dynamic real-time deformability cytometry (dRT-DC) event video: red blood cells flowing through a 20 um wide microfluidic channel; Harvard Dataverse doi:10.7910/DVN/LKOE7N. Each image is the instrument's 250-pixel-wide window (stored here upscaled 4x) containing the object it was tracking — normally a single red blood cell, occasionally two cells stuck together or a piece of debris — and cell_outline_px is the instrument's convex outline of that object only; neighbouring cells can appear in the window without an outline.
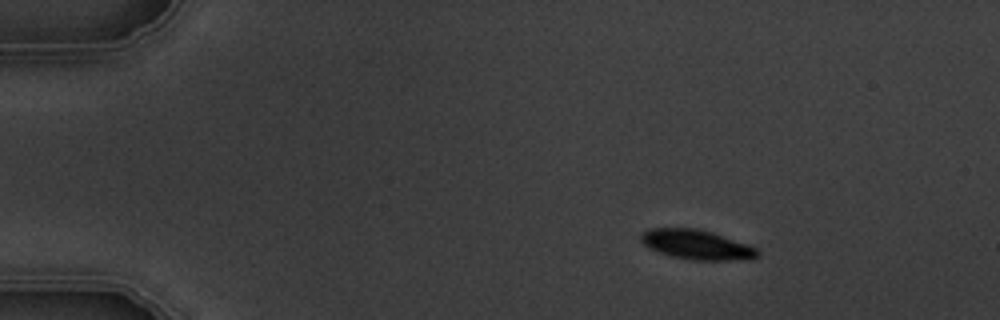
{"species": "common noctule bat (a hibernating species)", "species_latin": "Nyctalus noctula", "temperature_condition": "warm", "stored_images_in_passage": 7, "camera_frame_rate_fps": 3000, "um_per_image_px": 0.085, "animal": {"sex": "male", "body_mass_g": 19.5, "forearm_length_mm": 54.6}, "frame": {"image": 1, "passage_image": 2, "time_ms": 1.333, "image_size_px": [1000, 320], "cell_outline_px": [[760, 256], [752, 260], [692, 260], [672, 256], [648, 248], [640, 240], [640, 232], [648, 228], [696, 228], [712, 232], [748, 244], [756, 248], [760, 252]], "centroid_in_image_um": [59.24, 20.79], "position_along_channel_um": 25.8, "area_um2": 20.4}}
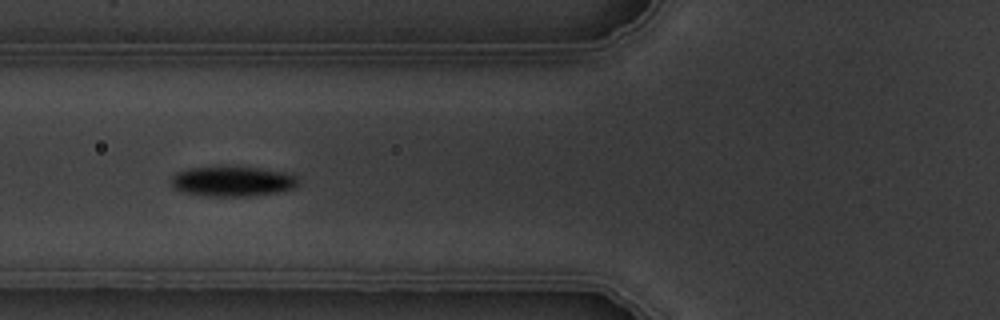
{"frame": {"image": 2, "passage_image": 6, "time_ms": 5.667, "image_size_px": [1000, 320], "cell_outline_px": [[300, 184], [292, 188], [276, 192], [248, 196], [208, 196], [184, 192], [172, 188], [172, 176], [176, 172], [188, 168], [260, 168], [284, 172], [296, 176], [300, 180]], "centroid_in_image_um": [19.77, 15.43], "position_along_channel_um": 106.0, "area_um2": 21.85}}